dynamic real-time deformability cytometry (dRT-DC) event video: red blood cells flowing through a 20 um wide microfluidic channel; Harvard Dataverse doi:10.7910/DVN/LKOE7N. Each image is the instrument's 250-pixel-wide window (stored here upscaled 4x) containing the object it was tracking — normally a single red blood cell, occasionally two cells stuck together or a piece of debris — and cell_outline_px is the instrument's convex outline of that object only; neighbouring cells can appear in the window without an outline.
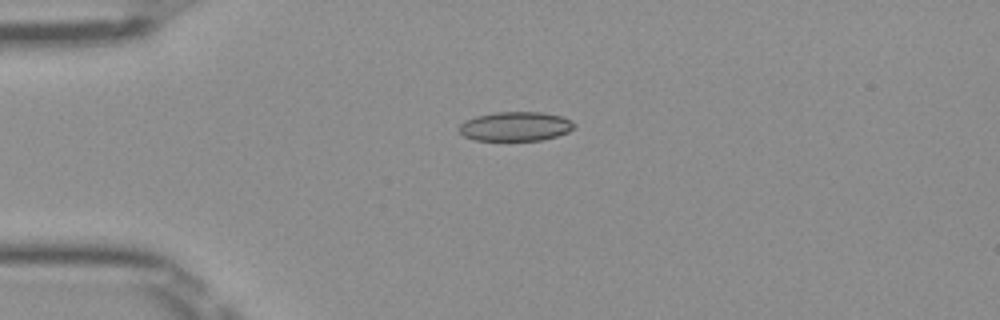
{"species": "Egyptian fruit bat (a non-hibernating species)", "species_latin": "Rousettus aegyptiacus", "temperature_condition": "room temperature", "stored_images_in_passage": 39, "camera_frame_rate_fps": 3000, "um_per_image_px": 0.085, "frame": {"image": 1, "passage_image": 1, "time_ms": 0.0, "image_size_px": [1000, 320], "cell_outline_px": [[576, 124], [568, 132], [544, 140], [476, 140], [464, 136], [460, 132], [460, 124], [476, 116], [496, 112], [540, 112], [560, 116], [572, 120]], "centroid_in_image_um": [43.84, 10.74], "position_along_channel_um": 41.2, "area_um2": 19.42}}
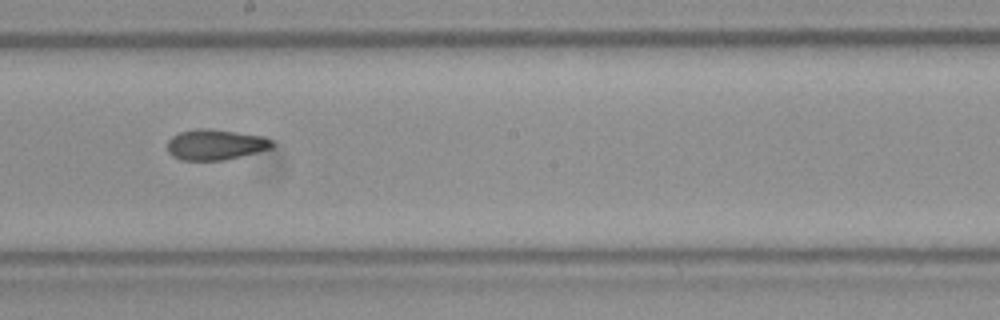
{"frame": {"image": 2, "passage_image": 17, "time_ms": 5.333, "image_size_px": [1000, 320], "cell_outline_px": [[276, 144], [272, 148], [224, 160], [180, 160], [172, 156], [168, 152], [168, 140], [172, 136], [180, 132], [196, 128], [212, 128], [260, 136], [272, 140]], "centroid_in_image_um": [18.29, 12.29], "position_along_channel_um": 229.9, "area_um2": 18.67}}
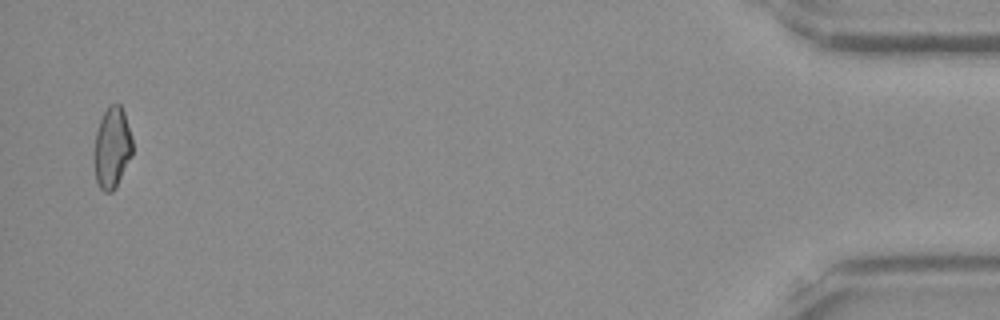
{"frame": {"image": 3, "passage_image": 38, "time_ms": 12.333, "image_size_px": [1000, 320], "cell_outline_px": [[132, 156], [116, 188], [112, 192], [104, 192], [100, 188], [96, 180], [92, 160], [92, 156], [96, 132], [100, 120], [108, 104], [120, 104], [124, 112], [132, 136]], "centroid_in_image_um": [9.5, 12.58], "position_along_channel_um": 425.7, "area_um2": 18.61}, "authors_computed_cell_mechanics": {"area_um2": 18.6116, "velocity_mm_per_s": 4.0289, "shape_relaxation_time_tau1_ms": null, "shape_relaxation_time_tau2_ms": 3.3312, "deformation_change_tau1": null, "deformation_change_tau2": 0.0875}}